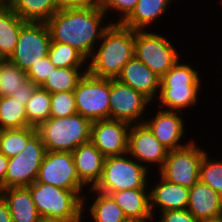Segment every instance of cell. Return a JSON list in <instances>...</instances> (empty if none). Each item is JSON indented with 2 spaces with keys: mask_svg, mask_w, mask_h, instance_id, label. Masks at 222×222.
Segmentation results:
<instances>
[{
  "mask_svg": "<svg viewBox=\"0 0 222 222\" xmlns=\"http://www.w3.org/2000/svg\"><path fill=\"white\" fill-rule=\"evenodd\" d=\"M106 15L98 4L63 8L59 9L46 24L52 42L68 44L89 60L104 32L112 24L105 21L108 19Z\"/></svg>",
  "mask_w": 222,
  "mask_h": 222,
  "instance_id": "cell-1",
  "label": "cell"
},
{
  "mask_svg": "<svg viewBox=\"0 0 222 222\" xmlns=\"http://www.w3.org/2000/svg\"><path fill=\"white\" fill-rule=\"evenodd\" d=\"M98 45L88 60V72L95 77L116 79L135 56V31L112 23Z\"/></svg>",
  "mask_w": 222,
  "mask_h": 222,
  "instance_id": "cell-2",
  "label": "cell"
},
{
  "mask_svg": "<svg viewBox=\"0 0 222 222\" xmlns=\"http://www.w3.org/2000/svg\"><path fill=\"white\" fill-rule=\"evenodd\" d=\"M190 63L180 60L160 79V90L156 102L159 108L168 111L186 110L198 104L201 91V75Z\"/></svg>",
  "mask_w": 222,
  "mask_h": 222,
  "instance_id": "cell-3",
  "label": "cell"
},
{
  "mask_svg": "<svg viewBox=\"0 0 222 222\" xmlns=\"http://www.w3.org/2000/svg\"><path fill=\"white\" fill-rule=\"evenodd\" d=\"M27 188L40 216L69 222H82V219L88 217L83 215V192L65 190L37 180Z\"/></svg>",
  "mask_w": 222,
  "mask_h": 222,
  "instance_id": "cell-4",
  "label": "cell"
},
{
  "mask_svg": "<svg viewBox=\"0 0 222 222\" xmlns=\"http://www.w3.org/2000/svg\"><path fill=\"white\" fill-rule=\"evenodd\" d=\"M91 125L90 119L75 113L62 118L50 117L37 128V132L47 151L73 152L91 141Z\"/></svg>",
  "mask_w": 222,
  "mask_h": 222,
  "instance_id": "cell-5",
  "label": "cell"
},
{
  "mask_svg": "<svg viewBox=\"0 0 222 222\" xmlns=\"http://www.w3.org/2000/svg\"><path fill=\"white\" fill-rule=\"evenodd\" d=\"M150 173L128 153L105 157L102 176L93 189L109 195L116 191L149 188Z\"/></svg>",
  "mask_w": 222,
  "mask_h": 222,
  "instance_id": "cell-6",
  "label": "cell"
},
{
  "mask_svg": "<svg viewBox=\"0 0 222 222\" xmlns=\"http://www.w3.org/2000/svg\"><path fill=\"white\" fill-rule=\"evenodd\" d=\"M150 30L135 31V57L162 78L181 58L170 39Z\"/></svg>",
  "mask_w": 222,
  "mask_h": 222,
  "instance_id": "cell-7",
  "label": "cell"
},
{
  "mask_svg": "<svg viewBox=\"0 0 222 222\" xmlns=\"http://www.w3.org/2000/svg\"><path fill=\"white\" fill-rule=\"evenodd\" d=\"M195 140L182 148L168 150L166 160L158 171L163 179L189 189L199 180L200 164L207 151Z\"/></svg>",
  "mask_w": 222,
  "mask_h": 222,
  "instance_id": "cell-8",
  "label": "cell"
},
{
  "mask_svg": "<svg viewBox=\"0 0 222 222\" xmlns=\"http://www.w3.org/2000/svg\"><path fill=\"white\" fill-rule=\"evenodd\" d=\"M73 92L78 114L91 121L109 119L110 79L86 72Z\"/></svg>",
  "mask_w": 222,
  "mask_h": 222,
  "instance_id": "cell-9",
  "label": "cell"
},
{
  "mask_svg": "<svg viewBox=\"0 0 222 222\" xmlns=\"http://www.w3.org/2000/svg\"><path fill=\"white\" fill-rule=\"evenodd\" d=\"M46 152L42 138L36 132L17 156L9 158L5 174V189L28 187L34 183Z\"/></svg>",
  "mask_w": 222,
  "mask_h": 222,
  "instance_id": "cell-10",
  "label": "cell"
},
{
  "mask_svg": "<svg viewBox=\"0 0 222 222\" xmlns=\"http://www.w3.org/2000/svg\"><path fill=\"white\" fill-rule=\"evenodd\" d=\"M51 36L46 22H27L19 33L10 62L27 72L39 60L48 56Z\"/></svg>",
  "mask_w": 222,
  "mask_h": 222,
  "instance_id": "cell-11",
  "label": "cell"
},
{
  "mask_svg": "<svg viewBox=\"0 0 222 222\" xmlns=\"http://www.w3.org/2000/svg\"><path fill=\"white\" fill-rule=\"evenodd\" d=\"M109 100V119L125 121L131 125L143 123L146 118L145 112H149L152 104L142 93L118 79H110Z\"/></svg>",
  "mask_w": 222,
  "mask_h": 222,
  "instance_id": "cell-12",
  "label": "cell"
},
{
  "mask_svg": "<svg viewBox=\"0 0 222 222\" xmlns=\"http://www.w3.org/2000/svg\"><path fill=\"white\" fill-rule=\"evenodd\" d=\"M37 181L74 192H84L86 188L79 180L72 152L47 151Z\"/></svg>",
  "mask_w": 222,
  "mask_h": 222,
  "instance_id": "cell-13",
  "label": "cell"
},
{
  "mask_svg": "<svg viewBox=\"0 0 222 222\" xmlns=\"http://www.w3.org/2000/svg\"><path fill=\"white\" fill-rule=\"evenodd\" d=\"M127 153L150 171V167L162 168L166 160L168 149L163 146L144 124H132L128 134ZM152 164V165H151ZM146 165V166H145Z\"/></svg>",
  "mask_w": 222,
  "mask_h": 222,
  "instance_id": "cell-14",
  "label": "cell"
},
{
  "mask_svg": "<svg viewBox=\"0 0 222 222\" xmlns=\"http://www.w3.org/2000/svg\"><path fill=\"white\" fill-rule=\"evenodd\" d=\"M130 127L131 124L115 119L92 121L91 142L105 157L124 155Z\"/></svg>",
  "mask_w": 222,
  "mask_h": 222,
  "instance_id": "cell-15",
  "label": "cell"
},
{
  "mask_svg": "<svg viewBox=\"0 0 222 222\" xmlns=\"http://www.w3.org/2000/svg\"><path fill=\"white\" fill-rule=\"evenodd\" d=\"M183 112L168 111L160 109L155 112V116L145 118L144 124L150 129L159 142L168 150L179 149L189 144L194 138L189 139L187 143H181L185 138V124Z\"/></svg>",
  "mask_w": 222,
  "mask_h": 222,
  "instance_id": "cell-16",
  "label": "cell"
},
{
  "mask_svg": "<svg viewBox=\"0 0 222 222\" xmlns=\"http://www.w3.org/2000/svg\"><path fill=\"white\" fill-rule=\"evenodd\" d=\"M158 177L159 179L155 180H159V182L157 181L153 185L154 187H149L150 210L154 219H157L155 215L160 212L187 209L190 189L179 184L170 183L159 174ZM155 209L158 211L155 212Z\"/></svg>",
  "mask_w": 222,
  "mask_h": 222,
  "instance_id": "cell-17",
  "label": "cell"
},
{
  "mask_svg": "<svg viewBox=\"0 0 222 222\" xmlns=\"http://www.w3.org/2000/svg\"><path fill=\"white\" fill-rule=\"evenodd\" d=\"M116 79L142 93L151 102H155L159 94L161 78L135 56L123 67Z\"/></svg>",
  "mask_w": 222,
  "mask_h": 222,
  "instance_id": "cell-18",
  "label": "cell"
},
{
  "mask_svg": "<svg viewBox=\"0 0 222 222\" xmlns=\"http://www.w3.org/2000/svg\"><path fill=\"white\" fill-rule=\"evenodd\" d=\"M72 157L80 182L87 190L94 188L102 176L105 156L89 141L78 146Z\"/></svg>",
  "mask_w": 222,
  "mask_h": 222,
  "instance_id": "cell-19",
  "label": "cell"
},
{
  "mask_svg": "<svg viewBox=\"0 0 222 222\" xmlns=\"http://www.w3.org/2000/svg\"><path fill=\"white\" fill-rule=\"evenodd\" d=\"M187 210L199 221L219 218L222 214V197L198 180L190 188Z\"/></svg>",
  "mask_w": 222,
  "mask_h": 222,
  "instance_id": "cell-20",
  "label": "cell"
},
{
  "mask_svg": "<svg viewBox=\"0 0 222 222\" xmlns=\"http://www.w3.org/2000/svg\"><path fill=\"white\" fill-rule=\"evenodd\" d=\"M0 194L9 207L12 222H38L40 215L27 187H10Z\"/></svg>",
  "mask_w": 222,
  "mask_h": 222,
  "instance_id": "cell-21",
  "label": "cell"
},
{
  "mask_svg": "<svg viewBox=\"0 0 222 222\" xmlns=\"http://www.w3.org/2000/svg\"><path fill=\"white\" fill-rule=\"evenodd\" d=\"M172 0H138L135 9L121 23L124 27L136 30H149L152 23L162 18Z\"/></svg>",
  "mask_w": 222,
  "mask_h": 222,
  "instance_id": "cell-22",
  "label": "cell"
},
{
  "mask_svg": "<svg viewBox=\"0 0 222 222\" xmlns=\"http://www.w3.org/2000/svg\"><path fill=\"white\" fill-rule=\"evenodd\" d=\"M126 217H153L150 210L149 188H135L109 194Z\"/></svg>",
  "mask_w": 222,
  "mask_h": 222,
  "instance_id": "cell-23",
  "label": "cell"
},
{
  "mask_svg": "<svg viewBox=\"0 0 222 222\" xmlns=\"http://www.w3.org/2000/svg\"><path fill=\"white\" fill-rule=\"evenodd\" d=\"M87 191H88V194L89 192L94 194L93 196L94 198H90L89 200L90 201L91 199L92 200L95 199V200L92 202V204H90L91 203L90 201L87 204L86 201L88 202V198H87V195H84L82 210H83L84 215L86 214L84 212L88 210L87 213L89 212L91 216L90 219L93 220L92 222H120L126 217L122 209L116 204V202L113 200V198L110 195L98 192L94 190L93 188L88 189ZM82 222H85V221H82Z\"/></svg>",
  "mask_w": 222,
  "mask_h": 222,
  "instance_id": "cell-24",
  "label": "cell"
},
{
  "mask_svg": "<svg viewBox=\"0 0 222 222\" xmlns=\"http://www.w3.org/2000/svg\"><path fill=\"white\" fill-rule=\"evenodd\" d=\"M22 20L7 4L0 6V57L8 59L16 48Z\"/></svg>",
  "mask_w": 222,
  "mask_h": 222,
  "instance_id": "cell-25",
  "label": "cell"
},
{
  "mask_svg": "<svg viewBox=\"0 0 222 222\" xmlns=\"http://www.w3.org/2000/svg\"><path fill=\"white\" fill-rule=\"evenodd\" d=\"M7 5L26 22H47L59 10L56 0H11Z\"/></svg>",
  "mask_w": 222,
  "mask_h": 222,
  "instance_id": "cell-26",
  "label": "cell"
},
{
  "mask_svg": "<svg viewBox=\"0 0 222 222\" xmlns=\"http://www.w3.org/2000/svg\"><path fill=\"white\" fill-rule=\"evenodd\" d=\"M86 72H88V68L56 67L40 87L46 89L51 94L56 92H71L76 89L78 82Z\"/></svg>",
  "mask_w": 222,
  "mask_h": 222,
  "instance_id": "cell-27",
  "label": "cell"
},
{
  "mask_svg": "<svg viewBox=\"0 0 222 222\" xmlns=\"http://www.w3.org/2000/svg\"><path fill=\"white\" fill-rule=\"evenodd\" d=\"M51 93L37 86L25 106L27 127L38 128L50 118Z\"/></svg>",
  "mask_w": 222,
  "mask_h": 222,
  "instance_id": "cell-28",
  "label": "cell"
},
{
  "mask_svg": "<svg viewBox=\"0 0 222 222\" xmlns=\"http://www.w3.org/2000/svg\"><path fill=\"white\" fill-rule=\"evenodd\" d=\"M36 132L35 127L0 130V152L7 158L17 156Z\"/></svg>",
  "mask_w": 222,
  "mask_h": 222,
  "instance_id": "cell-29",
  "label": "cell"
},
{
  "mask_svg": "<svg viewBox=\"0 0 222 222\" xmlns=\"http://www.w3.org/2000/svg\"><path fill=\"white\" fill-rule=\"evenodd\" d=\"M27 127L25 105L11 96L0 97V129Z\"/></svg>",
  "mask_w": 222,
  "mask_h": 222,
  "instance_id": "cell-30",
  "label": "cell"
},
{
  "mask_svg": "<svg viewBox=\"0 0 222 222\" xmlns=\"http://www.w3.org/2000/svg\"><path fill=\"white\" fill-rule=\"evenodd\" d=\"M48 57L57 68H88V60L74 47L65 43L51 42Z\"/></svg>",
  "mask_w": 222,
  "mask_h": 222,
  "instance_id": "cell-31",
  "label": "cell"
},
{
  "mask_svg": "<svg viewBox=\"0 0 222 222\" xmlns=\"http://www.w3.org/2000/svg\"><path fill=\"white\" fill-rule=\"evenodd\" d=\"M28 80L25 71L8 59L2 60L0 64V97L16 93Z\"/></svg>",
  "mask_w": 222,
  "mask_h": 222,
  "instance_id": "cell-32",
  "label": "cell"
},
{
  "mask_svg": "<svg viewBox=\"0 0 222 222\" xmlns=\"http://www.w3.org/2000/svg\"><path fill=\"white\" fill-rule=\"evenodd\" d=\"M208 151L203 155L200 164L199 180L222 197V158L212 159Z\"/></svg>",
  "mask_w": 222,
  "mask_h": 222,
  "instance_id": "cell-33",
  "label": "cell"
},
{
  "mask_svg": "<svg viewBox=\"0 0 222 222\" xmlns=\"http://www.w3.org/2000/svg\"><path fill=\"white\" fill-rule=\"evenodd\" d=\"M77 113L74 92L51 94L50 117L62 118Z\"/></svg>",
  "mask_w": 222,
  "mask_h": 222,
  "instance_id": "cell-34",
  "label": "cell"
},
{
  "mask_svg": "<svg viewBox=\"0 0 222 222\" xmlns=\"http://www.w3.org/2000/svg\"><path fill=\"white\" fill-rule=\"evenodd\" d=\"M138 0H97L98 6L108 15L110 12L118 13L120 17L112 21V23H122L135 9ZM115 21V22H114Z\"/></svg>",
  "mask_w": 222,
  "mask_h": 222,
  "instance_id": "cell-35",
  "label": "cell"
},
{
  "mask_svg": "<svg viewBox=\"0 0 222 222\" xmlns=\"http://www.w3.org/2000/svg\"><path fill=\"white\" fill-rule=\"evenodd\" d=\"M55 69V65H53L49 57L46 56L39 60L37 64L32 65L26 74L29 80L35 85L40 86Z\"/></svg>",
  "mask_w": 222,
  "mask_h": 222,
  "instance_id": "cell-36",
  "label": "cell"
},
{
  "mask_svg": "<svg viewBox=\"0 0 222 222\" xmlns=\"http://www.w3.org/2000/svg\"><path fill=\"white\" fill-rule=\"evenodd\" d=\"M159 219L154 222H200L187 209L168 210L161 212Z\"/></svg>",
  "mask_w": 222,
  "mask_h": 222,
  "instance_id": "cell-37",
  "label": "cell"
},
{
  "mask_svg": "<svg viewBox=\"0 0 222 222\" xmlns=\"http://www.w3.org/2000/svg\"><path fill=\"white\" fill-rule=\"evenodd\" d=\"M37 85L31 80H28L16 93H12L11 97L15 100L21 101L26 106L27 101L30 99Z\"/></svg>",
  "mask_w": 222,
  "mask_h": 222,
  "instance_id": "cell-38",
  "label": "cell"
},
{
  "mask_svg": "<svg viewBox=\"0 0 222 222\" xmlns=\"http://www.w3.org/2000/svg\"><path fill=\"white\" fill-rule=\"evenodd\" d=\"M59 9L87 7L97 4V0H56Z\"/></svg>",
  "mask_w": 222,
  "mask_h": 222,
  "instance_id": "cell-39",
  "label": "cell"
},
{
  "mask_svg": "<svg viewBox=\"0 0 222 222\" xmlns=\"http://www.w3.org/2000/svg\"><path fill=\"white\" fill-rule=\"evenodd\" d=\"M9 158L0 152V192L5 189V174L8 167Z\"/></svg>",
  "mask_w": 222,
  "mask_h": 222,
  "instance_id": "cell-40",
  "label": "cell"
},
{
  "mask_svg": "<svg viewBox=\"0 0 222 222\" xmlns=\"http://www.w3.org/2000/svg\"><path fill=\"white\" fill-rule=\"evenodd\" d=\"M0 222H12L9 207L6 200L0 194Z\"/></svg>",
  "mask_w": 222,
  "mask_h": 222,
  "instance_id": "cell-41",
  "label": "cell"
},
{
  "mask_svg": "<svg viewBox=\"0 0 222 222\" xmlns=\"http://www.w3.org/2000/svg\"><path fill=\"white\" fill-rule=\"evenodd\" d=\"M154 217H139V218H131V217H125L120 222H154Z\"/></svg>",
  "mask_w": 222,
  "mask_h": 222,
  "instance_id": "cell-42",
  "label": "cell"
},
{
  "mask_svg": "<svg viewBox=\"0 0 222 222\" xmlns=\"http://www.w3.org/2000/svg\"><path fill=\"white\" fill-rule=\"evenodd\" d=\"M38 222H69L59 218L40 216Z\"/></svg>",
  "mask_w": 222,
  "mask_h": 222,
  "instance_id": "cell-43",
  "label": "cell"
},
{
  "mask_svg": "<svg viewBox=\"0 0 222 222\" xmlns=\"http://www.w3.org/2000/svg\"><path fill=\"white\" fill-rule=\"evenodd\" d=\"M200 222H222V219H221V217H219L216 219L202 220Z\"/></svg>",
  "mask_w": 222,
  "mask_h": 222,
  "instance_id": "cell-44",
  "label": "cell"
},
{
  "mask_svg": "<svg viewBox=\"0 0 222 222\" xmlns=\"http://www.w3.org/2000/svg\"><path fill=\"white\" fill-rule=\"evenodd\" d=\"M4 4H8L11 0H2Z\"/></svg>",
  "mask_w": 222,
  "mask_h": 222,
  "instance_id": "cell-45",
  "label": "cell"
},
{
  "mask_svg": "<svg viewBox=\"0 0 222 222\" xmlns=\"http://www.w3.org/2000/svg\"><path fill=\"white\" fill-rule=\"evenodd\" d=\"M2 5H4V3H3V1H2V0H0V6H2Z\"/></svg>",
  "mask_w": 222,
  "mask_h": 222,
  "instance_id": "cell-46",
  "label": "cell"
}]
</instances>
